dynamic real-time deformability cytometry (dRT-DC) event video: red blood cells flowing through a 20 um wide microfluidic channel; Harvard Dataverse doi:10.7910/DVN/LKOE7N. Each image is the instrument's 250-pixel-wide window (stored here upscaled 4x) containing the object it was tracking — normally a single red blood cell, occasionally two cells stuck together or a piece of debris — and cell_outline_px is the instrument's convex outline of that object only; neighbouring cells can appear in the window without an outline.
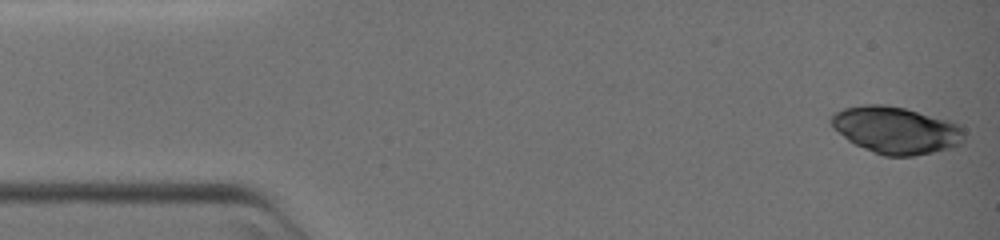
{"species": "common noctule bat (a hibernating species)", "species_latin": "Nyctalus noctula", "temperature_condition": "warm", "stored_images_in_passage": 57, "camera_frame_rate_fps": 3000, "um_per_image_px": 0.085, "animal": {"sex": "female", "body_mass_g": 19.0, "forearm_length_mm": 51.5}, "frame": {"image": 1, "passage_image": 1, "time_ms": 0.0, "image_size_px": [1000, 240], "cell_outline_px": [[964, 144], [952, 148], [912, 156], [884, 156], [864, 148], [848, 140], [828, 120], [836, 112], [844, 108], [864, 104], [884, 104], [904, 108], [948, 120], [960, 124], [964, 128]], "centroid_in_image_um": [76.22, 11.06], "position_along_channel_um": 8.8, "area_um2": 36.36}}